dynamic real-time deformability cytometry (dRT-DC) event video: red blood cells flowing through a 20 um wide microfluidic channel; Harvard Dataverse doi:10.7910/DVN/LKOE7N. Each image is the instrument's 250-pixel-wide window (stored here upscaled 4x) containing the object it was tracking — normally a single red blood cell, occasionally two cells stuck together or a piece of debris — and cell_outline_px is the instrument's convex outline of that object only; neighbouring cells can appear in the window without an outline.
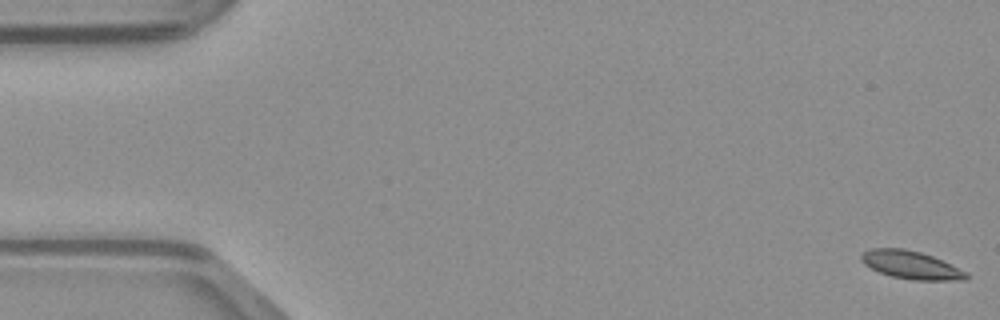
{"species": "common noctule bat (a hibernating species)", "species_latin": "Nyctalus noctula", "temperature_condition": "warm", "stored_images_in_passage": 50, "segment_of_instrument_passage": [1, 2], "camera_frame_rate_fps": 3000, "um_per_image_px": 0.085, "animal": {"sex": "male", "body_mass_g": 23.1, "forearm_length_mm": 52.7}, "frame": {"image": 1, "passage_image": 1, "time_ms": 0.0, "image_size_px": [1000, 320], "cell_outline_px": [[968, 276], [964, 280], [912, 280], [892, 276], [880, 272], [864, 264], [860, 260], [860, 256], [864, 252], [872, 248], [904, 248], [920, 252], [932, 256], [968, 272]], "centroid_in_image_um": [77.43, 22.52], "position_along_channel_um": 7.6, "area_um2": 16.99}}
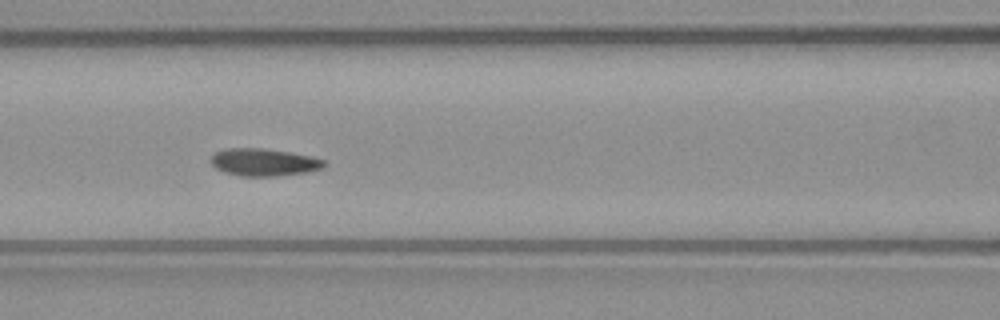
{"frame": {"image": 2, "passage_image": 21, "time_ms": 6.667, "image_size_px": [1000, 320], "cell_outline_px": [[328, 164], [324, 168], [308, 172], [276, 176], [240, 176], [224, 172], [216, 168], [208, 160], [216, 152], [224, 148], [264, 148], [312, 156], [324, 160]], "centroid_in_image_um": [22.44, 13.79], "position_along_channel_um": 144.2, "area_um2": 18.32}}
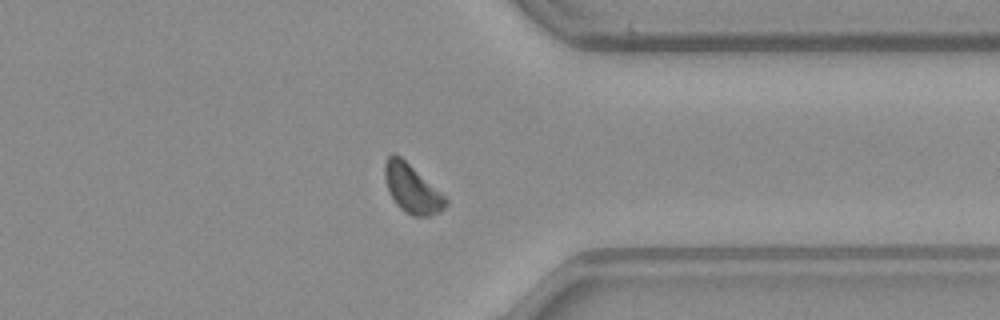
{"frame": {"image": 3, "passage_image": 38, "time_ms": 12.333, "image_size_px": [1000, 320], "cell_outline_px": [[448, 204], [440, 212], [428, 216], [412, 216], [400, 208], [396, 204], [388, 192], [384, 176], [384, 164], [388, 156], [392, 152], [400, 156], [444, 196], [448, 200]], "centroid_in_image_um": [34.98, 16.04], "position_along_channel_um": 376.4, "area_um2": 16.99}}